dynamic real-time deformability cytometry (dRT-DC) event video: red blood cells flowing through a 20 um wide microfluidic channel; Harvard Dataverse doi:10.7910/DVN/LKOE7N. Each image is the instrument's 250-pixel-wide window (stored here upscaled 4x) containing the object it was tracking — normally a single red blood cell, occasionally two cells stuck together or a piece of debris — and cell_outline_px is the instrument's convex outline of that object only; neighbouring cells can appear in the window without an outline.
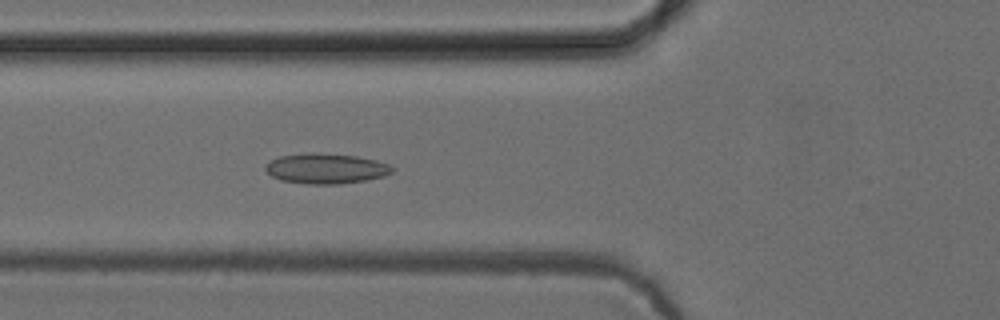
{"species": "common noctule bat (a hibernating species)", "species_latin": "Nyctalus noctula", "temperature_condition": "cold", "stored_images_in_passage": 46, "camera_frame_rate_fps": 3000, "um_per_image_px": 0.085, "animal": {"sex": "female", "body_mass_g": 24.6, "forearm_length_mm": 56.2}, "frame": {"image": 1, "passage_image": 12, "time_ms": 3.667, "image_size_px": [1000, 320], "cell_outline_px": [[392, 172], [384, 176], [368, 180], [340, 184], [308, 184], [280, 180], [272, 176], [264, 168], [264, 164], [280, 156], [312, 152], [356, 156], [376, 160], [388, 164], [392, 168]], "centroid_in_image_um": [27.69, 14.33], "position_along_channel_um": 98.1, "area_um2": 22.31}}
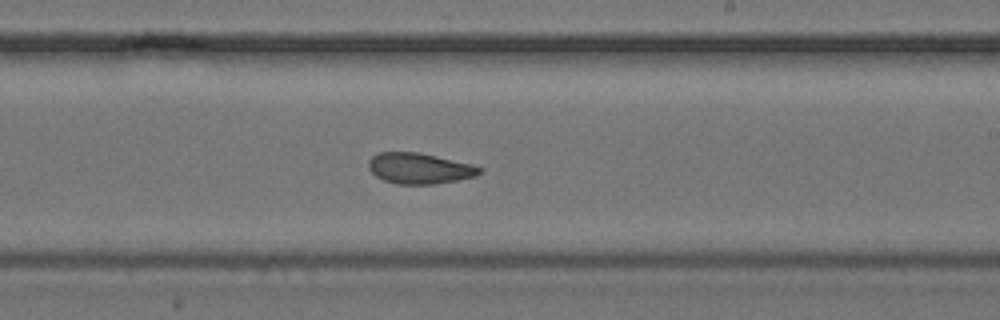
{"frame": {"image": 2, "passage_image": 24, "time_ms": 7.667, "image_size_px": [1000, 320], "cell_outline_px": [[484, 172], [476, 176], [456, 180], [432, 184], [396, 184], [384, 180], [376, 176], [368, 168], [368, 160], [372, 156], [380, 152], [416, 152], [436, 156], [472, 164], [484, 168]], "centroid_in_image_um": [35.67, 14.31], "position_along_channel_um": 253.3, "area_um2": 19.94}}
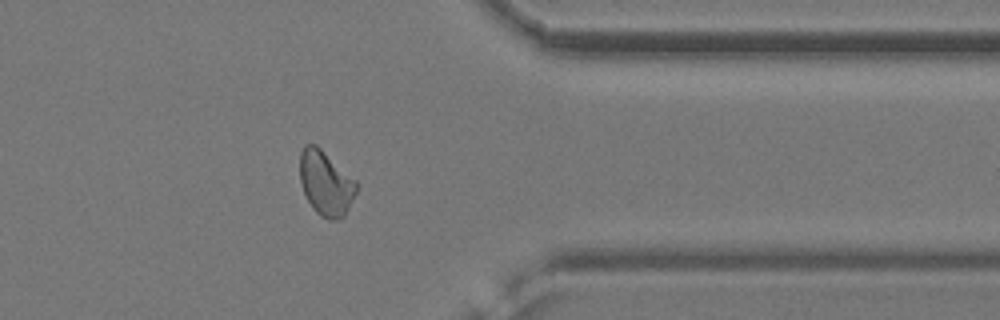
{"frame": {"image": 3, "passage_image": 35, "time_ms": 11.333, "image_size_px": [1000, 320], "cell_outline_px": [[356, 192], [344, 216], [336, 220], [328, 220], [320, 216], [312, 208], [304, 192], [300, 180], [300, 152], [304, 144], [316, 144], [356, 180]], "centroid_in_image_um": [27.67, 15.56], "position_along_channel_um": 383.7, "area_um2": 21.21}, "authors_computed_cell_mechanics": {"area_um2": 20.8658, "velocity_mm_per_s": 3.8762, "shape_relaxation_time_tau1_ms": 7.2985, "shape_relaxation_time_tau2_ms": 1.9528, "deformation_change_tau1": 0.1211, "deformation_change_tau2": 0.0604}}